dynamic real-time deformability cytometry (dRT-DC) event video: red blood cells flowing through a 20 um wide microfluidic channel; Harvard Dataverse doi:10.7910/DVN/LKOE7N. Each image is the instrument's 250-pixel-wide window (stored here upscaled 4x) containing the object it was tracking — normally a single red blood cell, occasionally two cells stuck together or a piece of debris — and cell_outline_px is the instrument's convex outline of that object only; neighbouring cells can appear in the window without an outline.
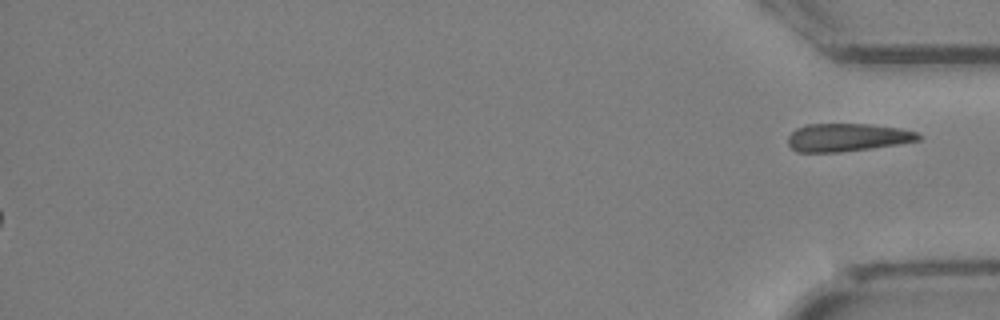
{"species": "Egyptian fruit bat (a non-hibernating species)", "species_latin": "Rousettus aegyptiacus", "temperature_condition": "cold", "stored_images_in_passage": 33, "segment_of_instrument_passage": [2, 2], "camera_frame_rate_fps": 3000, "um_per_image_px": 0.085, "animal": {"sex": "female"}, "frame": {"image": 1, "passage_image": 33, "time_ms": 10.667, "image_size_px": [1000, 320], "cell_outline_px": [[920, 140], [896, 144], [868, 148], [836, 152], [796, 152], [788, 144], [788, 136], [796, 128], [808, 124], [868, 124], [900, 128], [916, 132], [920, 136]], "centroid_in_image_um": [71.97, 11.67], "position_along_channel_um": 363.2, "area_um2": 20.98}}